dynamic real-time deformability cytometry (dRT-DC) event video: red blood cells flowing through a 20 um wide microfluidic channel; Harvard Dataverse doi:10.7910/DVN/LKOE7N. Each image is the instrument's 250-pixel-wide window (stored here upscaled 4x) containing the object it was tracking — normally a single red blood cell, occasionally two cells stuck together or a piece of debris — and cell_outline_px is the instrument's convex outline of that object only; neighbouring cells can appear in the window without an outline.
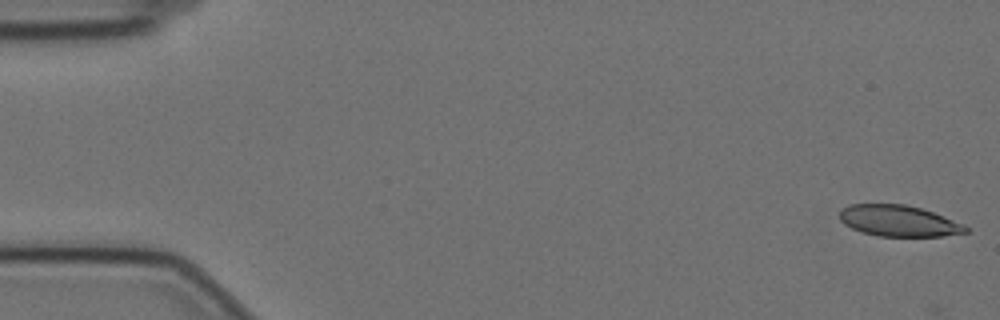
{"species": "Egyptian fruit bat (a non-hibernating species)", "species_latin": "Rousettus aegyptiacus", "temperature_condition": "cold", "stored_images_in_passage": 4, "camera_frame_rate_fps": 3000, "um_per_image_px": 0.085, "animal": {"sex": "female"}, "frame": {"image": 1, "passage_image": 1, "time_ms": 0.0, "image_size_px": [1000, 320], "cell_outline_px": [[968, 232], [940, 236], [876, 236], [860, 232], [844, 224], [840, 220], [840, 212], [848, 204], [904, 204], [920, 208], [932, 212], [964, 224], [968, 228]], "centroid_in_image_um": [76.36, 18.78], "position_along_channel_um": 8.6, "area_um2": 22.77}}